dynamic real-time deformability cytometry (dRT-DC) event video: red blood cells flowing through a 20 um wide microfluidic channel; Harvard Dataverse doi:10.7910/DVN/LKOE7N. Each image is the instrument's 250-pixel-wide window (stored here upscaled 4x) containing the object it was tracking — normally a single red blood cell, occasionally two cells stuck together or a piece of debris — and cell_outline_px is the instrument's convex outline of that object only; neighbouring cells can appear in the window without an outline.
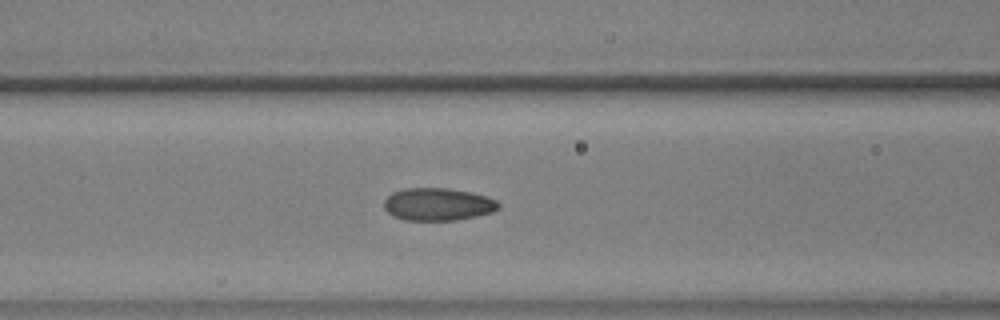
{"species": "common noctule bat (a hibernating species)", "species_latin": "Nyctalus noctula", "temperature_condition": "warm", "stored_images_in_passage": 56, "camera_frame_rate_fps": 3000, "um_per_image_px": 0.085, "animal": {"sex": "male", "body_mass_g": 17.9, "forearm_length_mm": 54.2}, "frame": {"image": 1, "passage_image": 23, "time_ms": 7.333, "image_size_px": [1000, 320], "cell_outline_px": [[500, 208], [492, 212], [476, 216], [456, 220], [404, 220], [392, 216], [384, 208], [384, 200], [392, 192], [404, 188], [448, 188], [472, 192], [496, 200], [500, 204]], "centroid_in_image_um": [37.2, 17.36], "position_along_channel_um": 129.4, "area_um2": 21.85}}
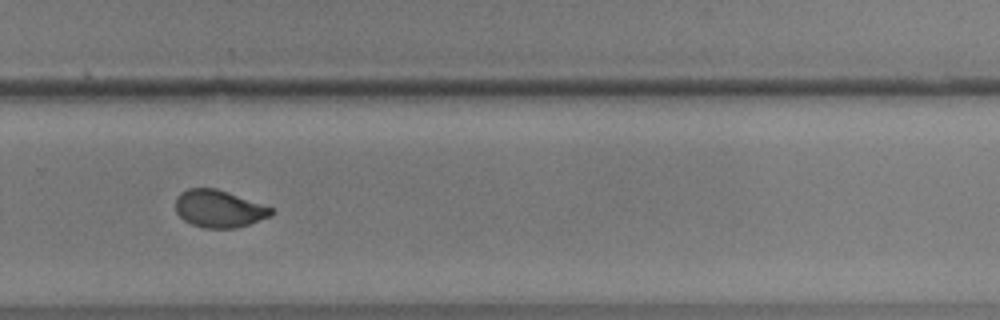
{"frame": {"image": 2, "passage_image": 38, "time_ms": 12.333, "image_size_px": [1000, 320], "cell_outline_px": [[276, 212], [272, 216], [236, 228], [204, 228], [192, 224], [184, 220], [176, 212], [176, 196], [180, 192], [188, 188], [216, 188], [228, 192], [272, 208]], "centroid_in_image_um": [18.6, 17.74], "position_along_channel_um": 311.2, "area_um2": 20.81}}
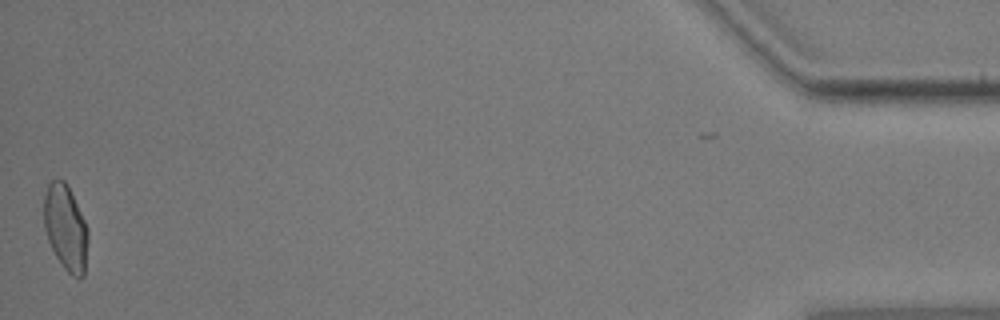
{"frame": {"image": 3, "passage_image": 55, "time_ms": 18.0, "image_size_px": [1000, 320], "cell_outline_px": [[88, 240], [84, 276], [72, 276], [64, 268], [56, 256], [48, 240], [44, 228], [44, 196], [48, 184], [52, 180], [64, 180], [88, 228]], "centroid_in_image_um": [5.57, 19.38], "position_along_channel_um": 429.6, "area_um2": 21.62}, "authors_computed_cell_mechanics": {"area_um2": 21.4438, "velocity_mm_per_s": 3.6488, "shape_relaxation_time_tau1_ms": 8.6347, "shape_relaxation_time_tau2_ms": null, "deformation_change_tau1": 0.1968, "deformation_change_tau2": null}}